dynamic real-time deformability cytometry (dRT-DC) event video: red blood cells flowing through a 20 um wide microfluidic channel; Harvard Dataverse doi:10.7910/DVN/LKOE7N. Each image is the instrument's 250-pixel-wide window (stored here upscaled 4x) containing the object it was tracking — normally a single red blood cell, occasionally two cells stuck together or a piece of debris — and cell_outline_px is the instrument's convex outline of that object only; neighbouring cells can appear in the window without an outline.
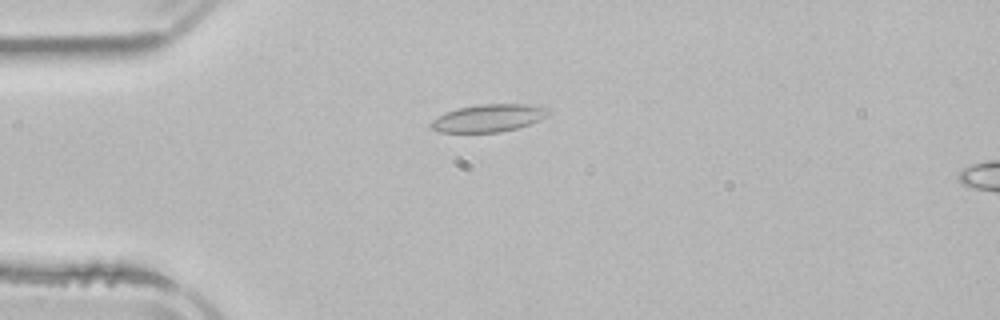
{"species": "common noctule bat (a hibernating species)", "species_latin": "Nyctalus noctula", "temperature_condition": "room temperature", "stored_images_in_passage": 1, "camera_frame_rate_fps": 3000, "um_per_image_px": 0.085, "animal": {"sex": "male", "body_mass_g": 21.5, "forearm_length_mm": 52.0}, "frame": {"image": 1, "passage_image": 1, "time_ms": 0.0, "image_size_px": [1000, 320], "cell_outline_px": [[552, 112], [528, 124], [516, 128], [500, 132], [440, 132], [432, 128], [428, 124], [432, 120], [448, 112], [460, 108], [480, 104], [528, 104], [552, 108]], "centroid_in_image_um": [41.55, 10.03], "position_along_channel_um": 43.4, "area_um2": 18.55}}